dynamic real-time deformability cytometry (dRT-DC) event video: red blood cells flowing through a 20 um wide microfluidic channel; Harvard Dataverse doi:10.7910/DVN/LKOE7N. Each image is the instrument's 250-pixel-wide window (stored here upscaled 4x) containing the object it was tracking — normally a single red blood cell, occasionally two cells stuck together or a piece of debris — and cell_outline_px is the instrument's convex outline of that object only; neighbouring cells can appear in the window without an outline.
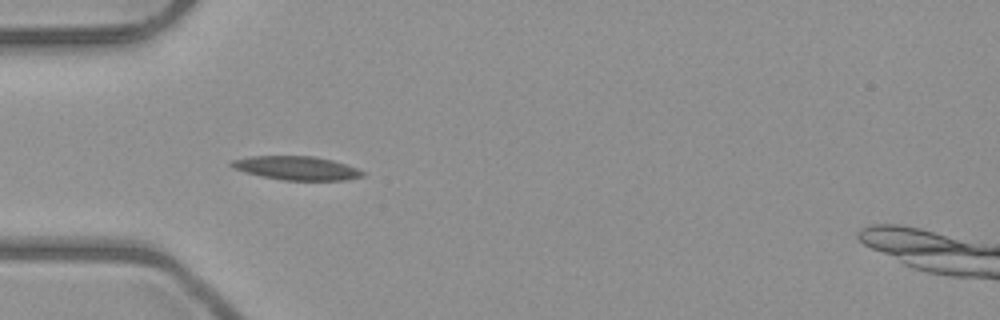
{"species": "common noctule bat (a hibernating species)", "species_latin": "Nyctalus noctula", "temperature_condition": "room temperature", "stored_images_in_passage": 3, "camera_frame_rate_fps": 3000, "um_per_image_px": 0.085, "animal": {"sex": "male", "body_mass_g": 23.1, "forearm_length_mm": 52.7}, "frame": {"image": 1, "passage_image": 2, "time_ms": 1.333, "image_size_px": [1000, 320], "cell_outline_px": [[364, 176], [348, 180], [280, 180], [260, 176], [244, 172], [232, 168], [228, 164], [228, 160], [252, 156], [312, 156], [332, 160], [356, 168], [364, 172]], "centroid_in_image_um": [25.13, 14.29], "position_along_channel_um": 59.9, "area_um2": 18.26}}
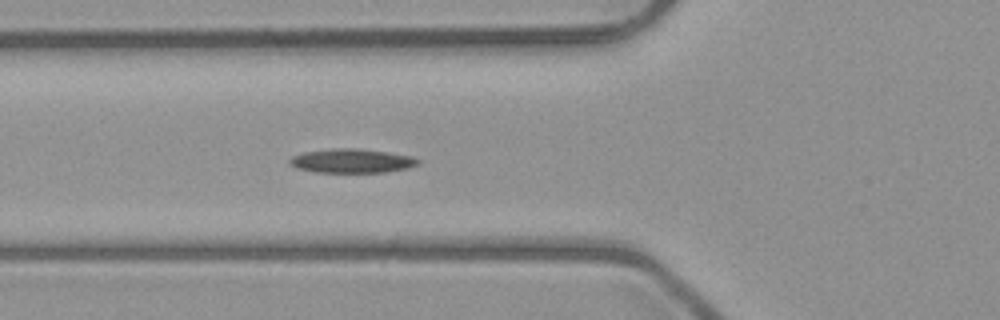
{"frame": {"image": 2, "passage_image": 3, "time_ms": 2.333, "image_size_px": [1000, 320], "cell_outline_px": [[420, 160], [416, 164], [408, 168], [384, 172], [316, 172], [296, 168], [288, 164], [288, 160], [292, 156], [304, 152], [332, 148], [356, 148], [412, 156]], "centroid_in_image_um": [29.84, 13.67], "position_along_channel_um": 96.0, "area_um2": 17.86}}